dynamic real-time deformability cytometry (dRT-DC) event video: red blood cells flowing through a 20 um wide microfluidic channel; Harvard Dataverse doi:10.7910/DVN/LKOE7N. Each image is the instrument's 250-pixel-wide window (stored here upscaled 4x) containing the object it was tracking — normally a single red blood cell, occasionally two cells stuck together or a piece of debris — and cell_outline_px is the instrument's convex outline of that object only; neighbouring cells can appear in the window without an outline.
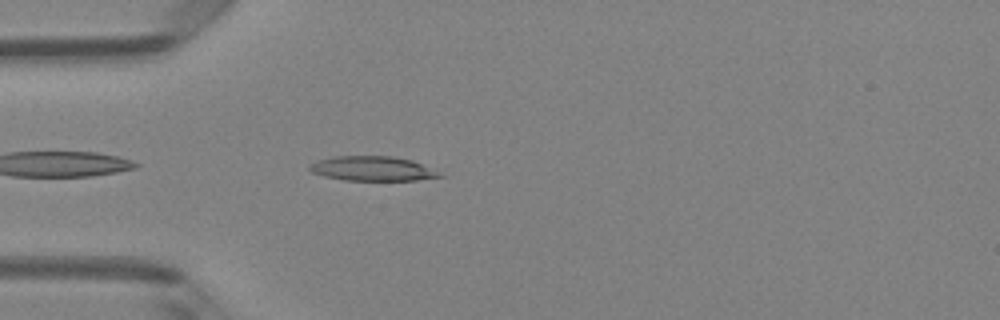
{"species": "Egyptian fruit bat (a non-hibernating species)", "species_latin": "Rousettus aegyptiacus", "temperature_condition": "room temperature", "stored_images_in_passage": 3, "camera_frame_rate_fps": 3000, "um_per_image_px": 0.085, "animal": {"sex": "female"}, "frame": {"image": 1, "passage_image": 3, "time_ms": 0.667, "image_size_px": [1000, 320], "cell_outline_px": [[444, 176], [416, 180], [344, 180], [324, 176], [312, 172], [308, 168], [308, 164], [332, 156], [392, 156], [412, 160]], "centroid_in_image_um": [31.58, 14.33], "position_along_channel_um": 53.4, "area_um2": 18.32}}